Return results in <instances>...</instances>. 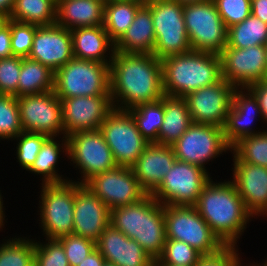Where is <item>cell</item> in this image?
<instances>
[{"mask_svg": "<svg viewBox=\"0 0 267 266\" xmlns=\"http://www.w3.org/2000/svg\"><path fill=\"white\" fill-rule=\"evenodd\" d=\"M109 79L110 96L116 109L129 110L164 95L162 63L153 54L114 51Z\"/></svg>", "mask_w": 267, "mask_h": 266, "instance_id": "6da1fadb", "label": "cell"}, {"mask_svg": "<svg viewBox=\"0 0 267 266\" xmlns=\"http://www.w3.org/2000/svg\"><path fill=\"white\" fill-rule=\"evenodd\" d=\"M213 182L211 179L203 188L194 207L227 247H236L237 240L253 216L231 180Z\"/></svg>", "mask_w": 267, "mask_h": 266, "instance_id": "7a4b0ae2", "label": "cell"}, {"mask_svg": "<svg viewBox=\"0 0 267 266\" xmlns=\"http://www.w3.org/2000/svg\"><path fill=\"white\" fill-rule=\"evenodd\" d=\"M110 224L137 241L155 262L161 256L166 242L164 205L152 195L112 209Z\"/></svg>", "mask_w": 267, "mask_h": 266, "instance_id": "3957f363", "label": "cell"}, {"mask_svg": "<svg viewBox=\"0 0 267 266\" xmlns=\"http://www.w3.org/2000/svg\"><path fill=\"white\" fill-rule=\"evenodd\" d=\"M164 94L185 97L188 93L221 81L218 54L190 51L161 60Z\"/></svg>", "mask_w": 267, "mask_h": 266, "instance_id": "277c9868", "label": "cell"}, {"mask_svg": "<svg viewBox=\"0 0 267 266\" xmlns=\"http://www.w3.org/2000/svg\"><path fill=\"white\" fill-rule=\"evenodd\" d=\"M166 239L183 241L203 256H213L227 246L213 232L194 206H164Z\"/></svg>", "mask_w": 267, "mask_h": 266, "instance_id": "5b68a950", "label": "cell"}, {"mask_svg": "<svg viewBox=\"0 0 267 266\" xmlns=\"http://www.w3.org/2000/svg\"><path fill=\"white\" fill-rule=\"evenodd\" d=\"M59 99L110 95L109 64L72 58L54 73Z\"/></svg>", "mask_w": 267, "mask_h": 266, "instance_id": "8992f818", "label": "cell"}, {"mask_svg": "<svg viewBox=\"0 0 267 266\" xmlns=\"http://www.w3.org/2000/svg\"><path fill=\"white\" fill-rule=\"evenodd\" d=\"M155 30L153 55L159 60L192 51L183 17V5L172 0H147Z\"/></svg>", "mask_w": 267, "mask_h": 266, "instance_id": "52a82bcc", "label": "cell"}, {"mask_svg": "<svg viewBox=\"0 0 267 266\" xmlns=\"http://www.w3.org/2000/svg\"><path fill=\"white\" fill-rule=\"evenodd\" d=\"M192 51L220 54L227 45L228 28L213 0L183 5Z\"/></svg>", "mask_w": 267, "mask_h": 266, "instance_id": "ba28073f", "label": "cell"}, {"mask_svg": "<svg viewBox=\"0 0 267 266\" xmlns=\"http://www.w3.org/2000/svg\"><path fill=\"white\" fill-rule=\"evenodd\" d=\"M40 221L46 239H60L73 234L75 181L42 184Z\"/></svg>", "mask_w": 267, "mask_h": 266, "instance_id": "9c48e42d", "label": "cell"}, {"mask_svg": "<svg viewBox=\"0 0 267 266\" xmlns=\"http://www.w3.org/2000/svg\"><path fill=\"white\" fill-rule=\"evenodd\" d=\"M210 180L205 168L176 160L151 195L164 206H194Z\"/></svg>", "mask_w": 267, "mask_h": 266, "instance_id": "30bf717a", "label": "cell"}, {"mask_svg": "<svg viewBox=\"0 0 267 266\" xmlns=\"http://www.w3.org/2000/svg\"><path fill=\"white\" fill-rule=\"evenodd\" d=\"M99 131L118 166L132 167L149 144L142 137L128 110L114 108L101 124Z\"/></svg>", "mask_w": 267, "mask_h": 266, "instance_id": "8fae6325", "label": "cell"}, {"mask_svg": "<svg viewBox=\"0 0 267 266\" xmlns=\"http://www.w3.org/2000/svg\"><path fill=\"white\" fill-rule=\"evenodd\" d=\"M67 138L68 158L81 170L80 184L93 175L116 168L110 147L99 130L78 131Z\"/></svg>", "mask_w": 267, "mask_h": 266, "instance_id": "7c38bea8", "label": "cell"}, {"mask_svg": "<svg viewBox=\"0 0 267 266\" xmlns=\"http://www.w3.org/2000/svg\"><path fill=\"white\" fill-rule=\"evenodd\" d=\"M172 147L178 161L205 169L208 161L231 150L225 140L223 127L199 123H192Z\"/></svg>", "mask_w": 267, "mask_h": 266, "instance_id": "4fadbf2b", "label": "cell"}, {"mask_svg": "<svg viewBox=\"0 0 267 266\" xmlns=\"http://www.w3.org/2000/svg\"><path fill=\"white\" fill-rule=\"evenodd\" d=\"M222 78L236 88L267 81L266 45H255L245 49L228 47L219 54Z\"/></svg>", "mask_w": 267, "mask_h": 266, "instance_id": "5bb4252c", "label": "cell"}, {"mask_svg": "<svg viewBox=\"0 0 267 266\" xmlns=\"http://www.w3.org/2000/svg\"><path fill=\"white\" fill-rule=\"evenodd\" d=\"M84 185L110 210L137 203L148 195L140 186L133 169L125 166L93 175Z\"/></svg>", "mask_w": 267, "mask_h": 266, "instance_id": "9a60e30c", "label": "cell"}, {"mask_svg": "<svg viewBox=\"0 0 267 266\" xmlns=\"http://www.w3.org/2000/svg\"><path fill=\"white\" fill-rule=\"evenodd\" d=\"M17 101L23 131L64 136L61 101L54 91L22 95Z\"/></svg>", "mask_w": 267, "mask_h": 266, "instance_id": "2e32d148", "label": "cell"}, {"mask_svg": "<svg viewBox=\"0 0 267 266\" xmlns=\"http://www.w3.org/2000/svg\"><path fill=\"white\" fill-rule=\"evenodd\" d=\"M237 88L221 81L188 93L187 102L193 123L224 127Z\"/></svg>", "mask_w": 267, "mask_h": 266, "instance_id": "e0dca14e", "label": "cell"}, {"mask_svg": "<svg viewBox=\"0 0 267 266\" xmlns=\"http://www.w3.org/2000/svg\"><path fill=\"white\" fill-rule=\"evenodd\" d=\"M64 136L87 130H99L114 109L110 95L77 96L60 99Z\"/></svg>", "mask_w": 267, "mask_h": 266, "instance_id": "ac0fdd59", "label": "cell"}, {"mask_svg": "<svg viewBox=\"0 0 267 266\" xmlns=\"http://www.w3.org/2000/svg\"><path fill=\"white\" fill-rule=\"evenodd\" d=\"M111 210L86 185L75 181L73 234L95 243L110 224Z\"/></svg>", "mask_w": 267, "mask_h": 266, "instance_id": "d6986e66", "label": "cell"}, {"mask_svg": "<svg viewBox=\"0 0 267 266\" xmlns=\"http://www.w3.org/2000/svg\"><path fill=\"white\" fill-rule=\"evenodd\" d=\"M74 57L71 31L57 23L38 26L29 59L46 65L54 73Z\"/></svg>", "mask_w": 267, "mask_h": 266, "instance_id": "ffe728a7", "label": "cell"}, {"mask_svg": "<svg viewBox=\"0 0 267 266\" xmlns=\"http://www.w3.org/2000/svg\"><path fill=\"white\" fill-rule=\"evenodd\" d=\"M233 158L232 182L246 209L253 217L267 216V168Z\"/></svg>", "mask_w": 267, "mask_h": 266, "instance_id": "44dd1931", "label": "cell"}, {"mask_svg": "<svg viewBox=\"0 0 267 266\" xmlns=\"http://www.w3.org/2000/svg\"><path fill=\"white\" fill-rule=\"evenodd\" d=\"M107 263L117 266H155L140 244L109 224L96 242Z\"/></svg>", "mask_w": 267, "mask_h": 266, "instance_id": "7402d4cb", "label": "cell"}, {"mask_svg": "<svg viewBox=\"0 0 267 266\" xmlns=\"http://www.w3.org/2000/svg\"><path fill=\"white\" fill-rule=\"evenodd\" d=\"M176 160L172 146L149 143L131 168L142 189L151 195Z\"/></svg>", "mask_w": 267, "mask_h": 266, "instance_id": "603a6c76", "label": "cell"}, {"mask_svg": "<svg viewBox=\"0 0 267 266\" xmlns=\"http://www.w3.org/2000/svg\"><path fill=\"white\" fill-rule=\"evenodd\" d=\"M256 116L262 118L257 98L248 88H237L223 127L225 140L230 147L240 139L261 133L250 126Z\"/></svg>", "mask_w": 267, "mask_h": 266, "instance_id": "cb8c5ba5", "label": "cell"}, {"mask_svg": "<svg viewBox=\"0 0 267 266\" xmlns=\"http://www.w3.org/2000/svg\"><path fill=\"white\" fill-rule=\"evenodd\" d=\"M70 31L73 41L74 58L105 64L111 63L115 51L114 43L109 39L103 25L81 27ZM108 50L111 53L109 51V54H107Z\"/></svg>", "mask_w": 267, "mask_h": 266, "instance_id": "d4e9b609", "label": "cell"}, {"mask_svg": "<svg viewBox=\"0 0 267 266\" xmlns=\"http://www.w3.org/2000/svg\"><path fill=\"white\" fill-rule=\"evenodd\" d=\"M115 51L124 53L153 54L155 30L151 9L144 3L123 36L114 44Z\"/></svg>", "mask_w": 267, "mask_h": 266, "instance_id": "484cf974", "label": "cell"}, {"mask_svg": "<svg viewBox=\"0 0 267 266\" xmlns=\"http://www.w3.org/2000/svg\"><path fill=\"white\" fill-rule=\"evenodd\" d=\"M104 6L99 0H57L56 23L69 30L103 25Z\"/></svg>", "mask_w": 267, "mask_h": 266, "instance_id": "4316f807", "label": "cell"}, {"mask_svg": "<svg viewBox=\"0 0 267 266\" xmlns=\"http://www.w3.org/2000/svg\"><path fill=\"white\" fill-rule=\"evenodd\" d=\"M192 123L185 98L164 94V118L159 131L158 143L172 146Z\"/></svg>", "mask_w": 267, "mask_h": 266, "instance_id": "83f0119b", "label": "cell"}, {"mask_svg": "<svg viewBox=\"0 0 267 266\" xmlns=\"http://www.w3.org/2000/svg\"><path fill=\"white\" fill-rule=\"evenodd\" d=\"M143 4L139 0H110L105 3L103 27L114 44L130 27Z\"/></svg>", "mask_w": 267, "mask_h": 266, "instance_id": "f1b7e54d", "label": "cell"}, {"mask_svg": "<svg viewBox=\"0 0 267 266\" xmlns=\"http://www.w3.org/2000/svg\"><path fill=\"white\" fill-rule=\"evenodd\" d=\"M55 139L54 136H49L44 141L37 158L27 170L34 174H41L40 176H43L42 184H61L70 181L68 178L67 180L63 179L62 175L58 174V171L56 170L60 152L64 149L63 153L65 151V155H68L67 138L64 136L61 144H59V141L57 143Z\"/></svg>", "mask_w": 267, "mask_h": 266, "instance_id": "f546056e", "label": "cell"}, {"mask_svg": "<svg viewBox=\"0 0 267 266\" xmlns=\"http://www.w3.org/2000/svg\"><path fill=\"white\" fill-rule=\"evenodd\" d=\"M9 19L37 26L55 24L57 0H15Z\"/></svg>", "mask_w": 267, "mask_h": 266, "instance_id": "4dcf8cb0", "label": "cell"}, {"mask_svg": "<svg viewBox=\"0 0 267 266\" xmlns=\"http://www.w3.org/2000/svg\"><path fill=\"white\" fill-rule=\"evenodd\" d=\"M54 72L38 61L22 58L18 80V97L53 91Z\"/></svg>", "mask_w": 267, "mask_h": 266, "instance_id": "1f68e13d", "label": "cell"}, {"mask_svg": "<svg viewBox=\"0 0 267 266\" xmlns=\"http://www.w3.org/2000/svg\"><path fill=\"white\" fill-rule=\"evenodd\" d=\"M266 42L267 24L252 14L228 28V47L245 49L255 45H266Z\"/></svg>", "mask_w": 267, "mask_h": 266, "instance_id": "d6a6232c", "label": "cell"}, {"mask_svg": "<svg viewBox=\"0 0 267 266\" xmlns=\"http://www.w3.org/2000/svg\"><path fill=\"white\" fill-rule=\"evenodd\" d=\"M128 111L134 118L142 137L148 143H158L164 118V95L157 101L137 105Z\"/></svg>", "mask_w": 267, "mask_h": 266, "instance_id": "836d02e7", "label": "cell"}, {"mask_svg": "<svg viewBox=\"0 0 267 266\" xmlns=\"http://www.w3.org/2000/svg\"><path fill=\"white\" fill-rule=\"evenodd\" d=\"M230 151L239 161L267 168V130L240 139Z\"/></svg>", "mask_w": 267, "mask_h": 266, "instance_id": "e575fe53", "label": "cell"}, {"mask_svg": "<svg viewBox=\"0 0 267 266\" xmlns=\"http://www.w3.org/2000/svg\"><path fill=\"white\" fill-rule=\"evenodd\" d=\"M35 240L10 238L0 244V266H34Z\"/></svg>", "mask_w": 267, "mask_h": 266, "instance_id": "d590c367", "label": "cell"}, {"mask_svg": "<svg viewBox=\"0 0 267 266\" xmlns=\"http://www.w3.org/2000/svg\"><path fill=\"white\" fill-rule=\"evenodd\" d=\"M204 256L189 244L166 239L161 256L155 266H195Z\"/></svg>", "mask_w": 267, "mask_h": 266, "instance_id": "8d00e7d4", "label": "cell"}, {"mask_svg": "<svg viewBox=\"0 0 267 266\" xmlns=\"http://www.w3.org/2000/svg\"><path fill=\"white\" fill-rule=\"evenodd\" d=\"M23 132L16 96L0 94V139H15Z\"/></svg>", "mask_w": 267, "mask_h": 266, "instance_id": "74e56055", "label": "cell"}, {"mask_svg": "<svg viewBox=\"0 0 267 266\" xmlns=\"http://www.w3.org/2000/svg\"><path fill=\"white\" fill-rule=\"evenodd\" d=\"M48 137V135L42 133L26 131L15 137L16 140H19L16 147V158L23 169L28 170L32 166L44 141Z\"/></svg>", "mask_w": 267, "mask_h": 266, "instance_id": "f35d334b", "label": "cell"}, {"mask_svg": "<svg viewBox=\"0 0 267 266\" xmlns=\"http://www.w3.org/2000/svg\"><path fill=\"white\" fill-rule=\"evenodd\" d=\"M46 241L42 244L35 240L34 266H70L61 242L49 238Z\"/></svg>", "mask_w": 267, "mask_h": 266, "instance_id": "ab89813d", "label": "cell"}, {"mask_svg": "<svg viewBox=\"0 0 267 266\" xmlns=\"http://www.w3.org/2000/svg\"><path fill=\"white\" fill-rule=\"evenodd\" d=\"M37 25L21 23L10 19L11 50L13 56H29Z\"/></svg>", "mask_w": 267, "mask_h": 266, "instance_id": "60d3db41", "label": "cell"}, {"mask_svg": "<svg viewBox=\"0 0 267 266\" xmlns=\"http://www.w3.org/2000/svg\"><path fill=\"white\" fill-rule=\"evenodd\" d=\"M22 57L0 59V94L18 97V80Z\"/></svg>", "mask_w": 267, "mask_h": 266, "instance_id": "b9f144b4", "label": "cell"}, {"mask_svg": "<svg viewBox=\"0 0 267 266\" xmlns=\"http://www.w3.org/2000/svg\"><path fill=\"white\" fill-rule=\"evenodd\" d=\"M58 240L65 250L70 266H78L80 262L96 249L94 241L75 234H69Z\"/></svg>", "mask_w": 267, "mask_h": 266, "instance_id": "7bdbcfd3", "label": "cell"}, {"mask_svg": "<svg viewBox=\"0 0 267 266\" xmlns=\"http://www.w3.org/2000/svg\"><path fill=\"white\" fill-rule=\"evenodd\" d=\"M226 27L240 23L251 15V0H213Z\"/></svg>", "mask_w": 267, "mask_h": 266, "instance_id": "ee69618b", "label": "cell"}, {"mask_svg": "<svg viewBox=\"0 0 267 266\" xmlns=\"http://www.w3.org/2000/svg\"><path fill=\"white\" fill-rule=\"evenodd\" d=\"M236 247H226L213 256H204L195 266H241Z\"/></svg>", "mask_w": 267, "mask_h": 266, "instance_id": "f6af8a7d", "label": "cell"}, {"mask_svg": "<svg viewBox=\"0 0 267 266\" xmlns=\"http://www.w3.org/2000/svg\"><path fill=\"white\" fill-rule=\"evenodd\" d=\"M248 89L257 98L262 113V120L267 123V81L252 84Z\"/></svg>", "mask_w": 267, "mask_h": 266, "instance_id": "bcb514c9", "label": "cell"}, {"mask_svg": "<svg viewBox=\"0 0 267 266\" xmlns=\"http://www.w3.org/2000/svg\"><path fill=\"white\" fill-rule=\"evenodd\" d=\"M11 32H10V19L7 24L0 29V59L12 57L11 50Z\"/></svg>", "mask_w": 267, "mask_h": 266, "instance_id": "7dc6e473", "label": "cell"}, {"mask_svg": "<svg viewBox=\"0 0 267 266\" xmlns=\"http://www.w3.org/2000/svg\"><path fill=\"white\" fill-rule=\"evenodd\" d=\"M251 14L267 24V0H251Z\"/></svg>", "mask_w": 267, "mask_h": 266, "instance_id": "c3c4849f", "label": "cell"}, {"mask_svg": "<svg viewBox=\"0 0 267 266\" xmlns=\"http://www.w3.org/2000/svg\"><path fill=\"white\" fill-rule=\"evenodd\" d=\"M105 263L104 257L95 249L78 266H104Z\"/></svg>", "mask_w": 267, "mask_h": 266, "instance_id": "681fc988", "label": "cell"}, {"mask_svg": "<svg viewBox=\"0 0 267 266\" xmlns=\"http://www.w3.org/2000/svg\"><path fill=\"white\" fill-rule=\"evenodd\" d=\"M14 4L15 0H0V12L10 18V15L14 8Z\"/></svg>", "mask_w": 267, "mask_h": 266, "instance_id": "f907efd6", "label": "cell"}, {"mask_svg": "<svg viewBox=\"0 0 267 266\" xmlns=\"http://www.w3.org/2000/svg\"><path fill=\"white\" fill-rule=\"evenodd\" d=\"M2 196H1V192H0V229L2 228V226H4V218H5V216H4V209H3V201H2Z\"/></svg>", "mask_w": 267, "mask_h": 266, "instance_id": "816d5d0a", "label": "cell"}, {"mask_svg": "<svg viewBox=\"0 0 267 266\" xmlns=\"http://www.w3.org/2000/svg\"><path fill=\"white\" fill-rule=\"evenodd\" d=\"M172 1L185 5V4H192V3H200V2L209 1V0H172Z\"/></svg>", "mask_w": 267, "mask_h": 266, "instance_id": "f5cc1de1", "label": "cell"}, {"mask_svg": "<svg viewBox=\"0 0 267 266\" xmlns=\"http://www.w3.org/2000/svg\"><path fill=\"white\" fill-rule=\"evenodd\" d=\"M9 20V17L0 12V29L4 27Z\"/></svg>", "mask_w": 267, "mask_h": 266, "instance_id": "db71d44e", "label": "cell"}, {"mask_svg": "<svg viewBox=\"0 0 267 266\" xmlns=\"http://www.w3.org/2000/svg\"><path fill=\"white\" fill-rule=\"evenodd\" d=\"M104 266H117V265H115V264H111V263H107V262H106V263L104 264Z\"/></svg>", "mask_w": 267, "mask_h": 266, "instance_id": "11a10c76", "label": "cell"}, {"mask_svg": "<svg viewBox=\"0 0 267 266\" xmlns=\"http://www.w3.org/2000/svg\"><path fill=\"white\" fill-rule=\"evenodd\" d=\"M99 1H101L105 4V3L109 2L110 0H99Z\"/></svg>", "mask_w": 267, "mask_h": 266, "instance_id": "9f6ffc18", "label": "cell"}, {"mask_svg": "<svg viewBox=\"0 0 267 266\" xmlns=\"http://www.w3.org/2000/svg\"><path fill=\"white\" fill-rule=\"evenodd\" d=\"M252 266H259L260 265V263L259 264H257V265H255V264H251ZM251 265H249V266H251ZM241 266H242V264H241ZM248 266V265H247ZM261 266V265H260Z\"/></svg>", "mask_w": 267, "mask_h": 266, "instance_id": "6f0895ef", "label": "cell"}, {"mask_svg": "<svg viewBox=\"0 0 267 266\" xmlns=\"http://www.w3.org/2000/svg\"><path fill=\"white\" fill-rule=\"evenodd\" d=\"M262 266H267V260H266V262H265V263H263V264H262Z\"/></svg>", "mask_w": 267, "mask_h": 266, "instance_id": "680465c9", "label": "cell"}]
</instances>
